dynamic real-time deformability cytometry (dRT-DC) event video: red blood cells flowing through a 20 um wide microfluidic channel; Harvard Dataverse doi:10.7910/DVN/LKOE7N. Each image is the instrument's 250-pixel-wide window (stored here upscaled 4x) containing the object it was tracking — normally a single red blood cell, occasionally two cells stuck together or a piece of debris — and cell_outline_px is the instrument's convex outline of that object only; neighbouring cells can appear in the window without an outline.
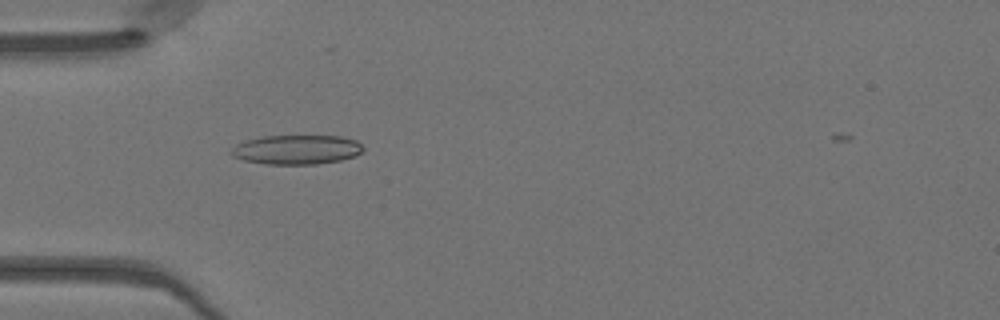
{"species": "Egyptian fruit bat (a non-hibernating species)", "species_latin": "Rousettus aegyptiacus", "temperature_condition": "warm", "stored_images_in_passage": 30, "camera_frame_rate_fps": 3000, "um_per_image_px": 0.085, "animal": {"sex": "female"}, "frame": {"image": 1, "passage_image": 1, "time_ms": 0.0, "image_size_px": [1000, 320], "cell_outline_px": [[364, 148], [356, 156], [340, 160], [316, 164], [264, 164], [244, 160], [232, 156], [228, 152], [236, 144], [244, 140], [264, 136], [340, 136], [356, 140]], "centroid_in_image_um": [25.17, 12.72], "position_along_channel_um": 59.8, "area_um2": 22.66}}
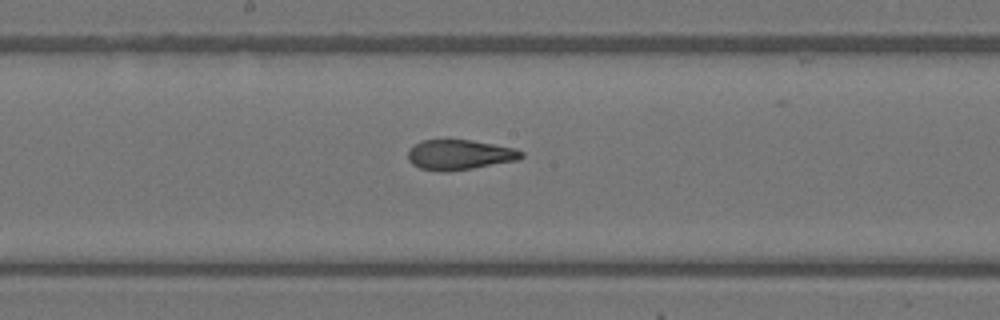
{"frame": {"image": 2, "passage_image": 12, "time_ms": 3.667, "image_size_px": [1000, 320], "cell_outline_px": [[524, 156], [520, 160], [472, 168], [444, 172], [440, 172], [420, 168], [412, 164], [408, 160], [408, 148], [420, 140], [472, 140], [516, 148], [524, 152]], "centroid_in_image_um": [39.07, 13.15], "position_along_channel_um": 209.1, "area_um2": 20.11}}
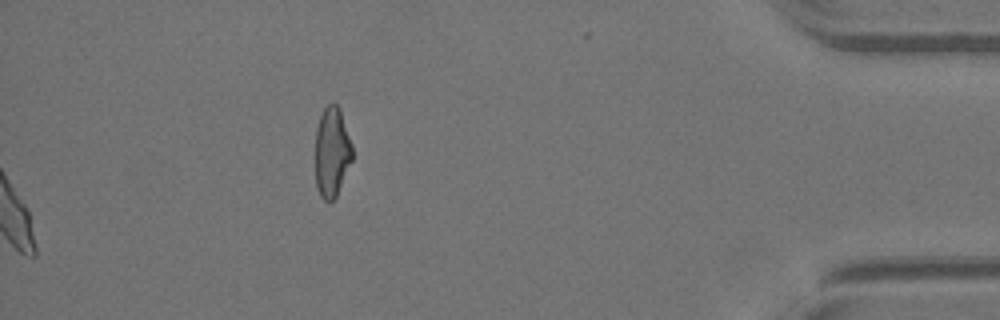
{"frame": {"image": 3, "passage_image": 30, "time_ms": 9.667, "image_size_px": [1000, 320], "cell_outline_px": [[352, 160], [336, 196], [328, 204], [320, 196], [316, 188], [316, 128], [320, 116], [324, 108], [328, 104], [336, 104], [340, 108], [352, 144]], "centroid_in_image_um": [28.21, 12.94], "position_along_channel_um": 407.0, "area_um2": 19.42}, "authors_computed_cell_mechanics": {"area_um2": 20.7213, "velocity_mm_per_s": 4.1321, "shape_relaxation_time_tau1_ms": null, "shape_relaxation_time_tau2_ms": 1.3566, "deformation_change_tau1": null, "deformation_change_tau2": 0.0793}}